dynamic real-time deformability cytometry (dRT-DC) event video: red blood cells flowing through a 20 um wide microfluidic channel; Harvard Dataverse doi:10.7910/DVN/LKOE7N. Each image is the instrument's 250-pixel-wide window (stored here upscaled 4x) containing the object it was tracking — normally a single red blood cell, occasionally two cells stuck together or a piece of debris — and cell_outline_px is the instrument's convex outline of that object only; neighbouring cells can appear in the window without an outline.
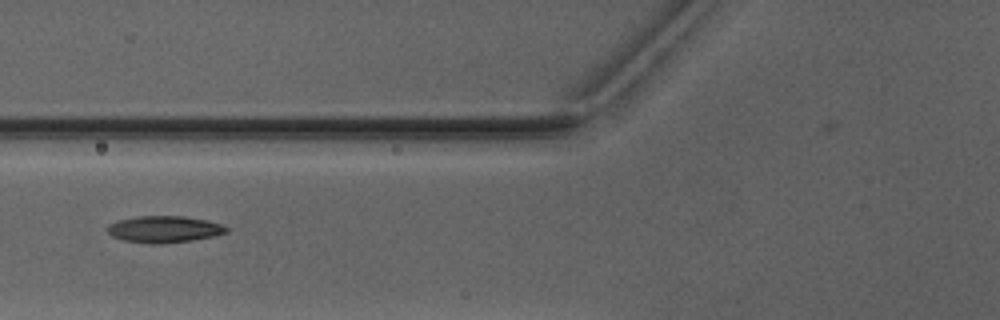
{"species": "Egyptian fruit bat (a non-hibernating species)", "species_latin": "Rousettus aegyptiacus", "temperature_condition": "warm", "stored_images_in_passage": 2, "camera_frame_rate_fps": 3000, "um_per_image_px": 0.085, "animal": {"sex": "male"}, "frame": {"image": 1, "passage_image": 2, "time_ms": 1.333, "image_size_px": [1000, 320], "cell_outline_px": [[228, 232], [216, 236], [192, 240], [160, 244], [148, 244], [124, 240], [112, 236], [108, 232], [108, 224], [116, 220], [140, 216], [184, 216], [208, 220], [220, 224], [228, 228]], "centroid_in_image_um": [13.96, 19.49], "position_along_channel_um": 111.8, "area_um2": 18.61}}